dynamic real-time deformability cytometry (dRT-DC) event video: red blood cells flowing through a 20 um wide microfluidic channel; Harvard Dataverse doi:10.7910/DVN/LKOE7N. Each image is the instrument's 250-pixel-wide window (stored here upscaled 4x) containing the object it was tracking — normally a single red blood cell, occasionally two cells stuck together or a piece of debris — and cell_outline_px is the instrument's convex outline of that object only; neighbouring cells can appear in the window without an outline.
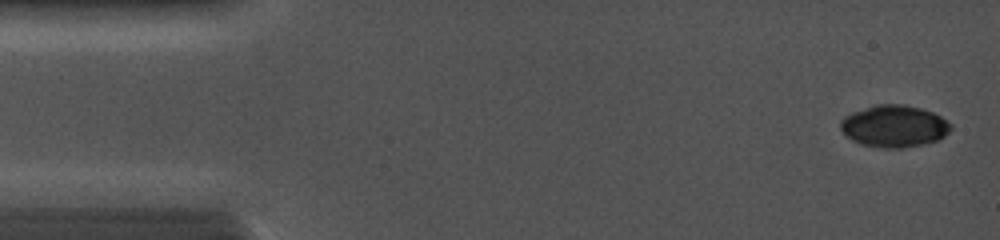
{"species": "common noctule bat (a hibernating species)", "species_latin": "Nyctalus noctula", "temperature_condition": "cold", "stored_images_in_passage": 10, "camera_frame_rate_fps": 5000, "um_per_image_px": 0.085, "animal": {"sex": "female", "body_mass_g": 19.0, "forearm_length_mm": 56.7}, "frame": {"image": 1, "passage_image": 1, "time_ms": 0.0, "image_size_px": [1000, 240], "cell_outline_px": [[952, 128], [944, 136], [936, 140], [924, 144], [904, 148], [884, 148], [860, 144], [844, 136], [840, 128], [840, 120], [844, 116], [852, 112], [876, 104], [904, 104], [920, 108], [932, 112], [940, 116], [952, 124]], "centroid_in_image_um": [75.97, 10.72], "position_along_channel_um": 9.0, "area_um2": 27.17}}
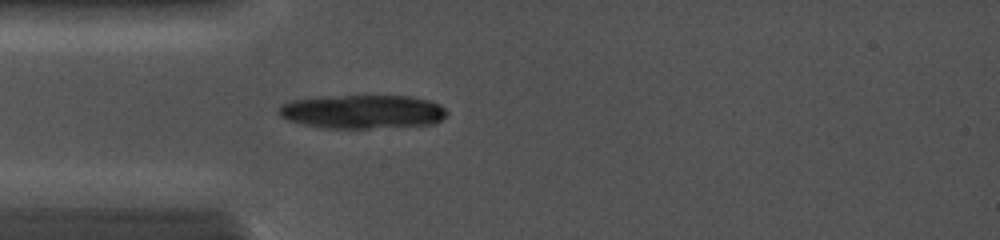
{"frame": {"image": 2, "passage_image": 10, "time_ms": 3.6, "image_size_px": [1000, 240], "cell_outline_px": [[448, 112], [440, 120], [432, 124], [368, 128], [320, 128], [288, 120], [280, 116], [280, 104], [292, 100], [316, 96], [412, 96], [428, 100], [440, 104]], "centroid_in_image_um": [30.79, 9.48], "position_along_channel_um": 54.2, "area_um2": 33.06}}